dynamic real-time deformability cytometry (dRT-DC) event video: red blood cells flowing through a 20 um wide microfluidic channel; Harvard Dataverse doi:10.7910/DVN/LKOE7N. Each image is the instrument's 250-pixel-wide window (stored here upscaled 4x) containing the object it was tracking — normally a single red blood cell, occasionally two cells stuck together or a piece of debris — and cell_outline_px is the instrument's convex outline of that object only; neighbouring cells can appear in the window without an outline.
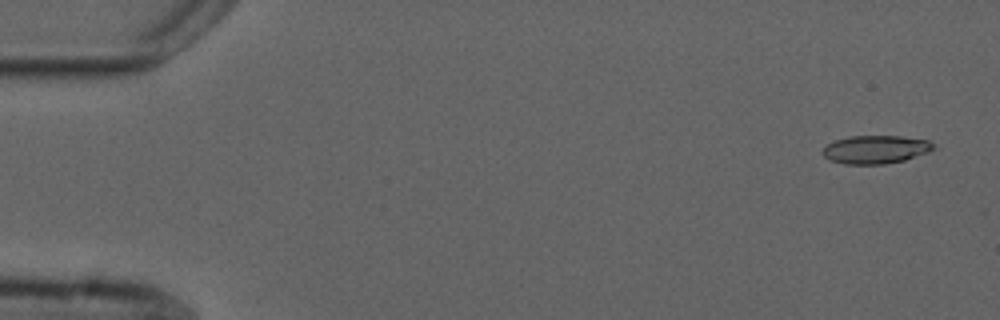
{"species": "common noctule bat (a hibernating species)", "species_latin": "Nyctalus noctula", "temperature_condition": "cold", "stored_images_in_passage": 5, "camera_frame_rate_fps": 3000, "um_per_image_px": 0.085, "animal": {"sex": "male", "forearm_length_mm": 52.5}, "frame": {"image": 1, "passage_image": 1, "time_ms": 0.0, "image_size_px": [1000, 320], "cell_outline_px": [[936, 148], [928, 152], [904, 160], [884, 164], [844, 164], [832, 160], [824, 156], [824, 148], [828, 144], [836, 140], [852, 136], [900, 136], [928, 140]], "centroid_in_image_um": [74.45, 12.7], "position_along_channel_um": 10.5, "area_um2": 17.92}}
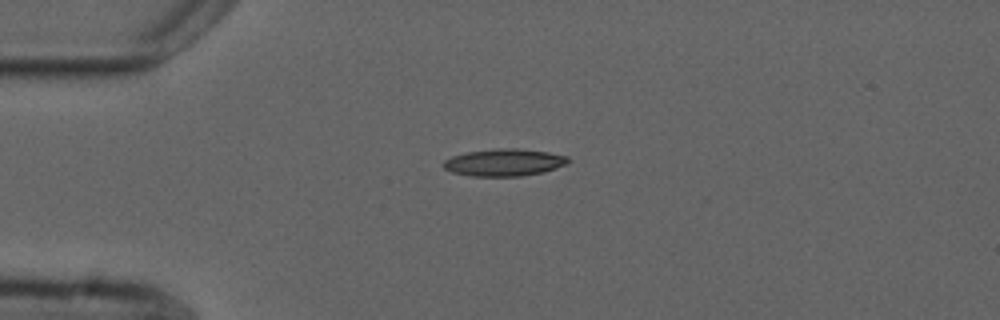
{"frame": {"image": 2, "passage_image": 4, "time_ms": 3.667, "image_size_px": [1000, 320], "cell_outline_px": [[572, 160], [568, 164], [544, 172], [520, 176], [472, 176], [452, 172], [444, 168], [440, 164], [444, 160], [452, 156], [468, 152], [496, 148], [516, 148], [548, 152], [568, 156]], "centroid_in_image_um": [42.88, 13.8], "position_along_channel_um": 42.1, "area_um2": 19.94}}